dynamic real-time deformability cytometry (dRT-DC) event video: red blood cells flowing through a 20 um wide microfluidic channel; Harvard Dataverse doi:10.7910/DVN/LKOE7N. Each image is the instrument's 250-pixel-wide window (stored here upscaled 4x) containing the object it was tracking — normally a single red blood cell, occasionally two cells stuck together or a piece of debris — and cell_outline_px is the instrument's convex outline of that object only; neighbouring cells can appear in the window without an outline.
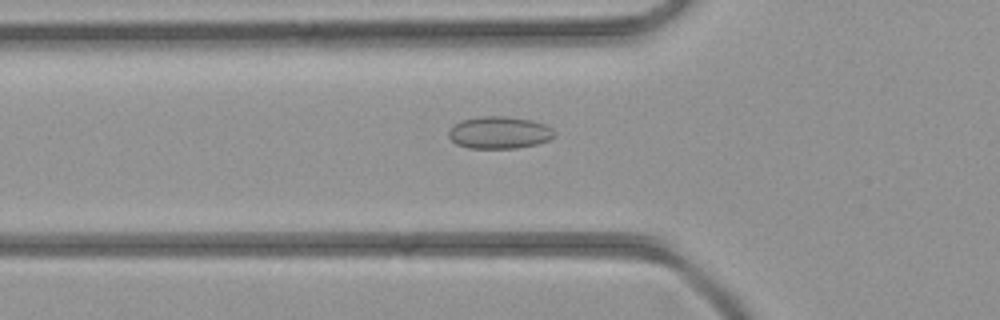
{"species": "common noctule bat (a hibernating species)", "species_latin": "Nyctalus noctula", "temperature_condition": "room temperature", "stored_images_in_passage": 44, "camera_frame_rate_fps": 3000, "um_per_image_px": 0.085, "animal": {"sex": "female", "body_mass_g": 21.9}, "frame": {"image": 1, "passage_image": 15, "time_ms": 4.667, "image_size_px": [1000, 320], "cell_outline_px": [[556, 132], [548, 140], [536, 144], [516, 148], [468, 148], [456, 144], [448, 136], [448, 132], [456, 124], [464, 120], [484, 116], [504, 116], [532, 120], [544, 124], [552, 128]], "centroid_in_image_um": [42.45, 11.27], "position_along_channel_um": 83.3, "area_um2": 19.59}}
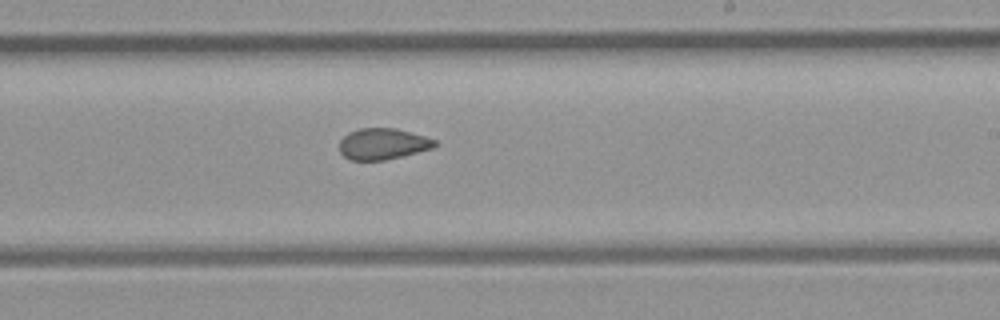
{"frame": {"image": 2, "passage_image": 26, "time_ms": 8.333, "image_size_px": [1000, 320], "cell_outline_px": [[436, 144], [432, 148], [384, 160], [352, 160], [344, 156], [340, 152], [340, 140], [348, 132], [360, 128], [396, 128], [424, 136], [436, 140]], "centroid_in_image_um": [32.51, 12.22], "position_along_channel_um": 256.5, "area_um2": 17.11}}
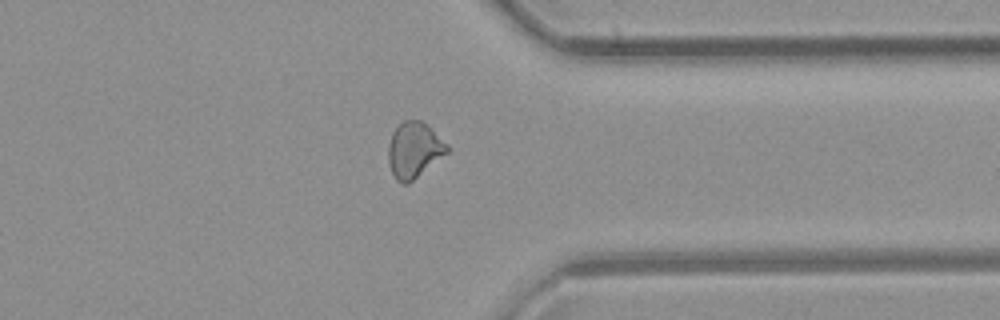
{"frame": {"image": 3, "passage_image": 34, "time_ms": 11.0, "image_size_px": [1000, 320], "cell_outline_px": [[452, 148], [448, 152], [408, 184], [404, 184], [396, 180], [392, 172], [388, 160], [388, 144], [392, 132], [404, 120], [420, 120], [448, 144]], "centroid_in_image_um": [35.19, 12.76], "position_along_channel_um": 376.2, "area_um2": 18.9}}